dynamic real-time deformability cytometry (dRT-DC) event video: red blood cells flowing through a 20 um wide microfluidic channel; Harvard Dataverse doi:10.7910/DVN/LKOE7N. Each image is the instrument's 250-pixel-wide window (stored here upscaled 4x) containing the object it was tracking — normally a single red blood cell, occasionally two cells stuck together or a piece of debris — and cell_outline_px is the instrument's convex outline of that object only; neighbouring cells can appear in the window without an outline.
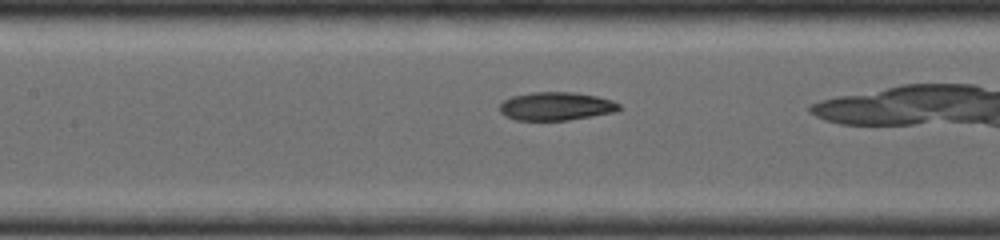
{"species": "common noctule bat (a hibernating species)", "species_latin": "Nyctalus noctula", "temperature_condition": "room temperature", "stored_images_in_passage": 28, "camera_frame_rate_fps": 4000, "um_per_image_px": 0.085, "animal": {"sex": "female", "body_mass_g": 19.0, "forearm_length_mm": 56.7}, "frame": {"image": 1, "passage_image": 5, "time_ms": 1.75, "image_size_px": [1000, 240], "cell_outline_px": [[620, 108], [616, 112], [568, 120], [516, 120], [504, 116], [500, 112], [500, 104], [504, 100], [512, 96], [532, 92], [572, 92], [596, 96], [612, 100], [620, 104]], "centroid_in_image_um": [47.26, 9.03], "position_along_channel_um": 160.1, "area_um2": 19.71}}
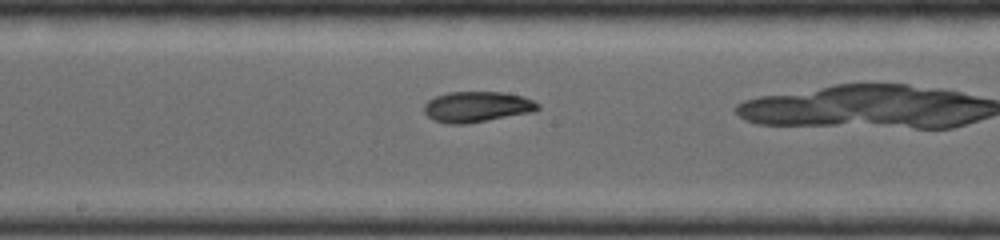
{"frame": {"image": 2, "passage_image": 9, "time_ms": 2.75, "image_size_px": [1000, 240], "cell_outline_px": [[540, 108], [536, 112], [464, 124], [448, 124], [432, 120], [424, 112], [424, 104], [428, 100], [436, 96], [448, 92], [504, 92], [524, 96], [540, 104]], "centroid_in_image_um": [40.57, 9.08], "position_along_channel_um": 207.6, "area_um2": 20.58}}